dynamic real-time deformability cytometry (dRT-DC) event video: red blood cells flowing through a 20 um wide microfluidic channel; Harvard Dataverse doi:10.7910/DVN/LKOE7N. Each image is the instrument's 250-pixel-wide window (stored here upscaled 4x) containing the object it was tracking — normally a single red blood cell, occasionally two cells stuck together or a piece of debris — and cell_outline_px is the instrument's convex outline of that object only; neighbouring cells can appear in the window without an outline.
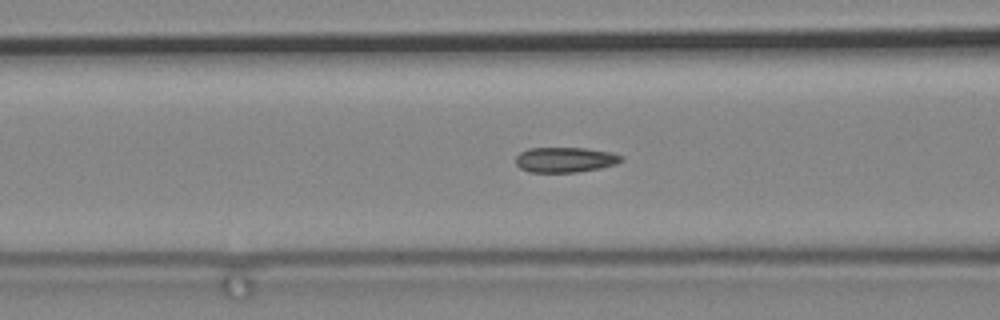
{"species": "common noctule bat (a hibernating species)", "species_latin": "Nyctalus noctula", "temperature_condition": "cold", "stored_images_in_passage": 42, "camera_frame_rate_fps": 3000, "um_per_image_px": 0.085, "animal": {"sex": "male", "body_mass_g": 19.2, "forearm_length_mm": 51.8}, "frame": {"image": 1, "passage_image": 14, "time_ms": 4.333, "image_size_px": [1000, 320], "cell_outline_px": [[624, 160], [616, 164], [600, 168], [576, 172], [528, 172], [520, 168], [516, 164], [516, 156], [520, 152], [528, 148], [584, 148], [612, 152], [624, 156]], "centroid_in_image_um": [48.05, 13.57], "position_along_channel_um": 118.5, "area_um2": 15.61}}
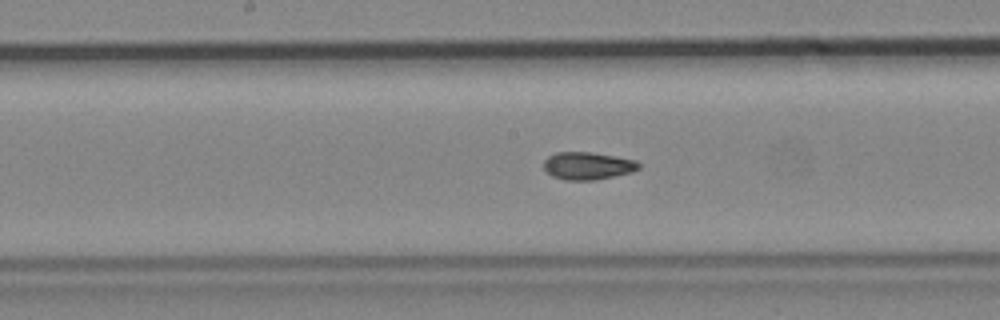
{"frame": {"image": 2, "passage_image": 22, "time_ms": 7.0, "image_size_px": [1000, 320], "cell_outline_px": [[640, 168], [632, 172], [596, 180], [564, 180], [552, 176], [544, 168], [544, 160], [548, 156], [556, 152], [592, 152], [636, 160], [640, 164]], "centroid_in_image_um": [49.96, 14.09], "position_along_channel_um": 198.2, "area_um2": 15.32}}
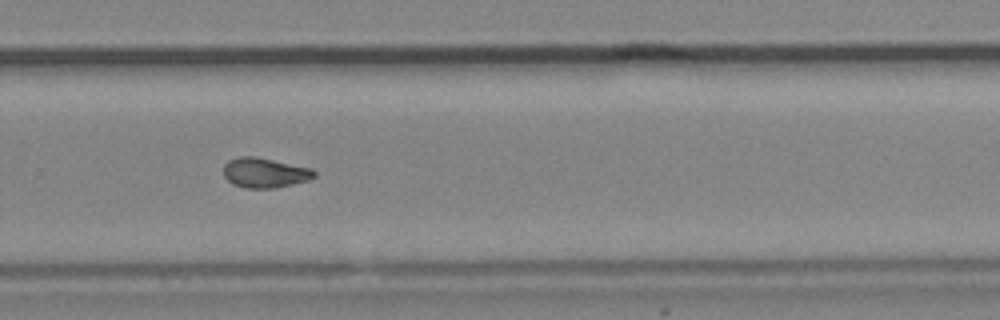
{"frame": {"image": 3, "passage_image": 33, "time_ms": 10.667, "image_size_px": [1000, 320], "cell_outline_px": [[316, 176], [308, 180], [276, 188], [244, 188], [232, 184], [224, 176], [224, 164], [228, 160], [240, 156], [256, 156], [312, 168], [316, 172]], "centroid_in_image_um": [22.5, 14.68], "position_along_channel_um": 307.3, "area_um2": 15.95}}